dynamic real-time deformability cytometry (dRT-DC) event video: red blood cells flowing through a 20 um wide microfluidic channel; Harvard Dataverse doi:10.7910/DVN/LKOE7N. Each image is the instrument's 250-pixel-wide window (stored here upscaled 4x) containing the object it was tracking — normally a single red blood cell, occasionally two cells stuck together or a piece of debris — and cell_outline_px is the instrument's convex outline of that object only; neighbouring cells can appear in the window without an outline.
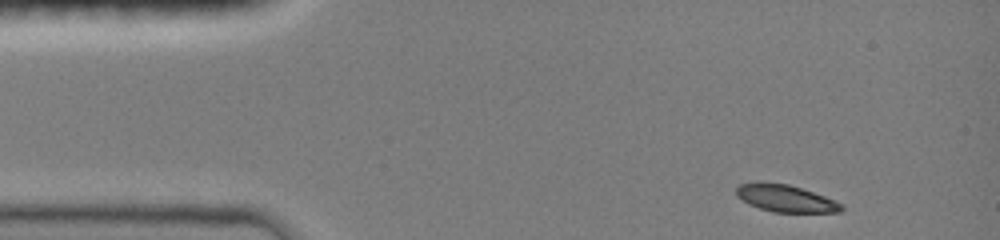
{"species": "common noctule bat (a hibernating species)", "species_latin": "Nyctalus noctula", "temperature_condition": "room temperature", "stored_images_in_passage": 41, "camera_frame_rate_fps": 3000, "um_per_image_px": 0.085, "animal": {"sex": "female", "body_mass_g": 19.0, "forearm_length_mm": 51.5}, "frame": {"image": 1, "passage_image": 1, "time_ms": 0.0, "image_size_px": [1000, 240], "cell_outline_px": [[844, 208], [840, 212], [772, 212], [748, 204], [736, 196], [736, 188], [740, 184], [760, 180], [788, 184], [836, 200], [844, 204]], "centroid_in_image_um": [66.75, 16.84], "position_along_channel_um": 18.3, "area_um2": 16.88}}
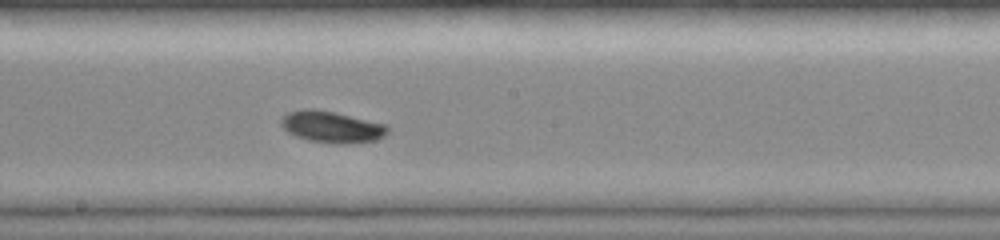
{"frame": {"image": 2, "passage_image": 22, "time_ms": 7.0, "image_size_px": [1000, 240], "cell_outline_px": [[388, 132], [384, 136], [376, 140], [348, 144], [336, 144], [308, 140], [296, 136], [288, 132], [280, 124], [280, 120], [288, 112], [304, 108], [316, 108], [336, 112], [388, 124]], "centroid_in_image_um": [28.22, 10.77], "position_along_channel_um": 220.0, "area_um2": 19.88}}
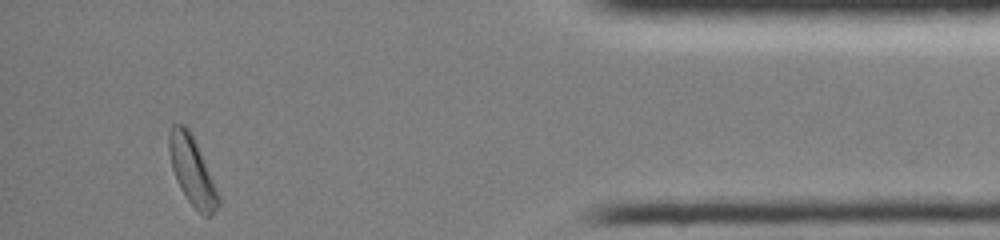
{"frame": {"image": 3, "passage_image": 40, "time_ms": 13.0, "image_size_px": [1000, 240], "cell_outline_px": [[220, 204], [212, 216], [204, 216], [188, 200], [180, 188], [176, 180], [172, 168], [168, 148], [168, 132], [172, 124], [184, 124], [188, 128], [196, 144], [220, 196]], "centroid_in_image_um": [16.31, 14.52], "position_along_channel_um": 418.9, "area_um2": 19.36}}